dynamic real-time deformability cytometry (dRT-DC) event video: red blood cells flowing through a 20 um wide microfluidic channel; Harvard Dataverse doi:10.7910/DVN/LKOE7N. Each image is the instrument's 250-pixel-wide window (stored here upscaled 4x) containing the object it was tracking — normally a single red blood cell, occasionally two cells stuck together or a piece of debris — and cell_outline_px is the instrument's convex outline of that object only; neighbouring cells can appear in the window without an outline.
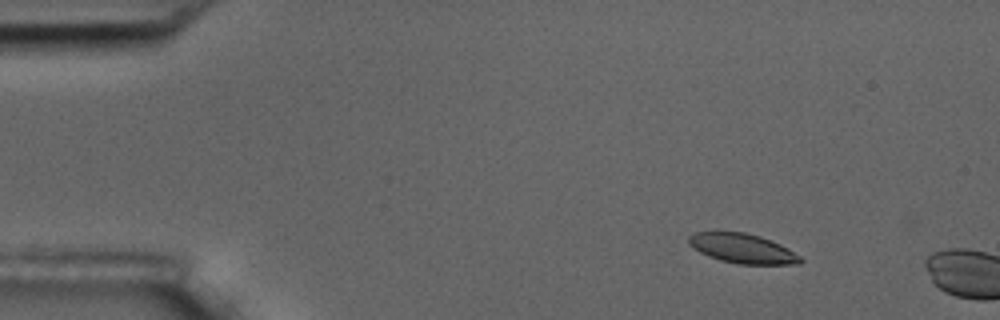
{"species": "common noctule bat (a hibernating species)", "species_latin": "Nyctalus noctula", "temperature_condition": "room temperature", "stored_images_in_passage": 4, "camera_frame_rate_fps": 3000, "um_per_image_px": 0.085, "animal": {"sex": "male", "body_mass_g": 17.5, "forearm_length_mm": 52.3}, "frame": {"image": 1, "passage_image": 3, "time_ms": 2.333, "image_size_px": [1000, 320], "cell_outline_px": [[804, 260], [800, 264], [740, 264], [720, 260], [708, 256], [700, 252], [688, 244], [688, 236], [696, 232], [744, 232], [760, 236], [780, 244], [788, 248], [800, 256]], "centroid_in_image_um": [63.12, 21.12], "position_along_channel_um": 21.9, "area_um2": 19.19}}